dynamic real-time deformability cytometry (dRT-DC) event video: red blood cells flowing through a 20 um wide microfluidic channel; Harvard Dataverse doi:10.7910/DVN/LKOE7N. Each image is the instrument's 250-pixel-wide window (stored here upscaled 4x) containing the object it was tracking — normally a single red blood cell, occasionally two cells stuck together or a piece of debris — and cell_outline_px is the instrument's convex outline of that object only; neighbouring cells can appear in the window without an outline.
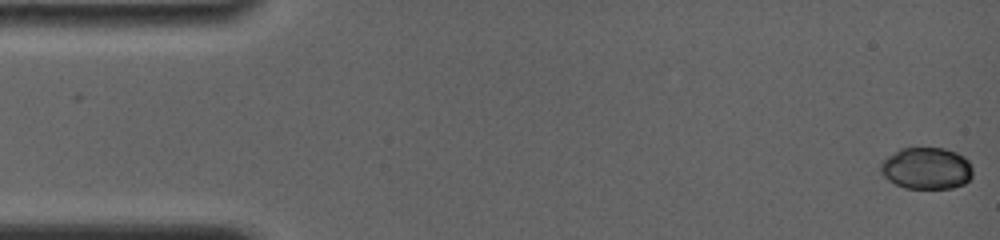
{"species": "common noctule bat (a hibernating species)", "species_latin": "Nyctalus noctula", "temperature_condition": "room temperature", "stored_images_in_passage": 73, "camera_frame_rate_fps": 4000, "um_per_image_px": 0.085, "animal": {"sex": "female", "body_mass_g": 19.0, "forearm_length_mm": 56.7}, "frame": {"image": 1, "passage_image": 1, "time_ms": 0.0, "image_size_px": [1000, 240], "cell_outline_px": [[972, 176], [964, 184], [952, 188], [904, 188], [888, 180], [880, 172], [880, 160], [900, 148], [944, 148], [956, 152], [964, 156], [968, 160], [972, 168]], "centroid_in_image_um": [78.73, 14.3], "position_along_channel_um": 6.3, "area_um2": 22.66}}
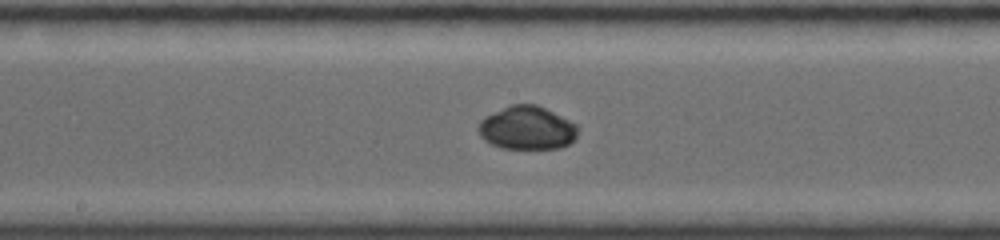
{"frame": {"image": 2, "passage_image": 44, "time_ms": 8.5, "image_size_px": [1000, 240], "cell_outline_px": [[580, 128], [576, 136], [568, 144], [560, 148], [500, 148], [484, 140], [480, 136], [476, 128], [480, 120], [484, 116], [512, 104], [536, 104], [576, 124]], "centroid_in_image_um": [44.76, 10.88], "position_along_channel_um": 203.4, "area_um2": 25.09}}
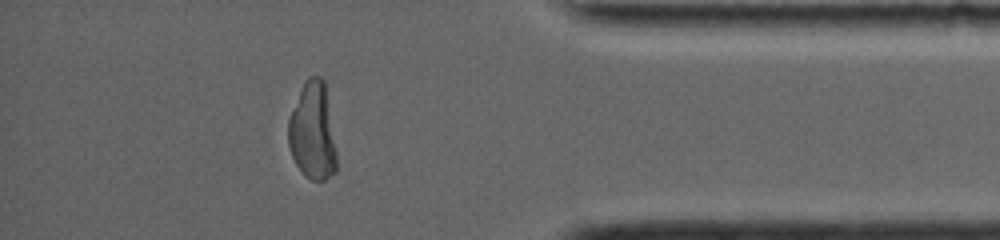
{"frame": {"image": 3, "passage_image": 73, "time_ms": 14.25, "image_size_px": [1000, 240], "cell_outline_px": [[336, 172], [324, 180], [312, 180], [296, 164], [292, 156], [288, 144], [288, 116], [308, 76], [320, 76], [324, 80], [336, 148]], "centroid_in_image_um": [26.57, 11.16], "position_along_channel_um": 408.6, "area_um2": 27.11}, "authors_computed_cell_mechanics": {"area_um2": 24.7384, "velocity_mm_per_s": 3.8401, "shape_relaxation_time_tau1_ms": 9.7965, "shape_relaxation_time_tau2_ms": null, "deformation_change_tau1": 0.2524, "deformation_change_tau2": null}}